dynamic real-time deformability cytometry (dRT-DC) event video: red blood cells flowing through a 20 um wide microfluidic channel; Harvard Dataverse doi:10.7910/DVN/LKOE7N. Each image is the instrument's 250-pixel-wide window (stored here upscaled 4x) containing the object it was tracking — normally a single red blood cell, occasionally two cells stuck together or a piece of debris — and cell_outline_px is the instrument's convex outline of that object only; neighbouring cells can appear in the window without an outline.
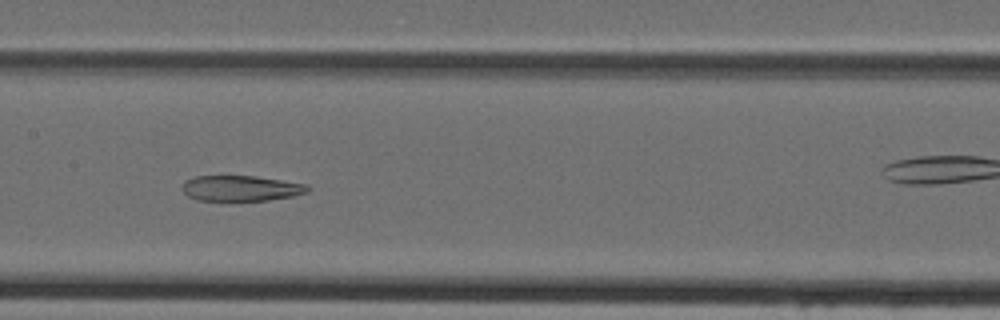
{"species": "Egyptian fruit bat (a non-hibernating species)", "species_latin": "Rousettus aegyptiacus", "temperature_condition": "cold", "stored_images_in_passage": 48, "camera_frame_rate_fps": 3000, "um_per_image_px": 0.085, "animal": {"sex": "female"}, "frame": {"image": 1, "passage_image": 24, "time_ms": 7.667, "image_size_px": [1000, 320], "cell_outline_px": [[308, 192], [292, 196], [268, 200], [196, 200], [188, 196], [180, 188], [184, 180], [196, 176], [256, 176], [304, 184], [308, 188]], "centroid_in_image_um": [20.4, 16.0], "position_along_channel_um": 187.0, "area_um2": 18.5}}
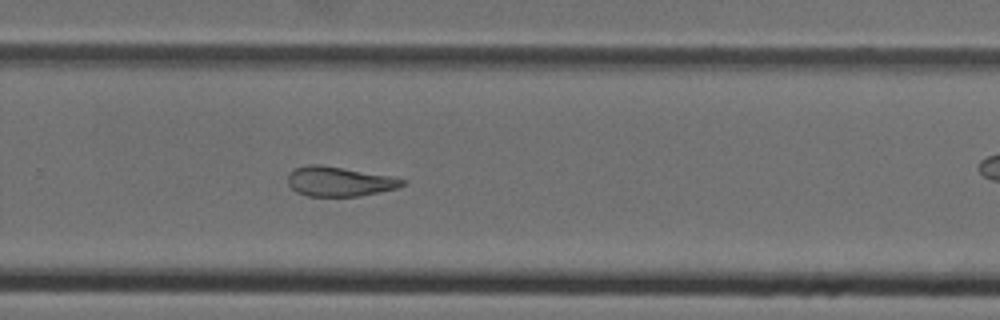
{"frame": {"image": 2, "passage_image": 32, "time_ms": 10.333, "image_size_px": [1000, 320], "cell_outline_px": [[408, 180], [404, 184], [396, 188], [360, 196], [308, 196], [296, 192], [288, 184], [288, 172], [292, 168], [308, 164], [320, 164], [392, 176]], "centroid_in_image_um": [28.8, 15.41], "position_along_channel_um": 301.0, "area_um2": 19.94}}
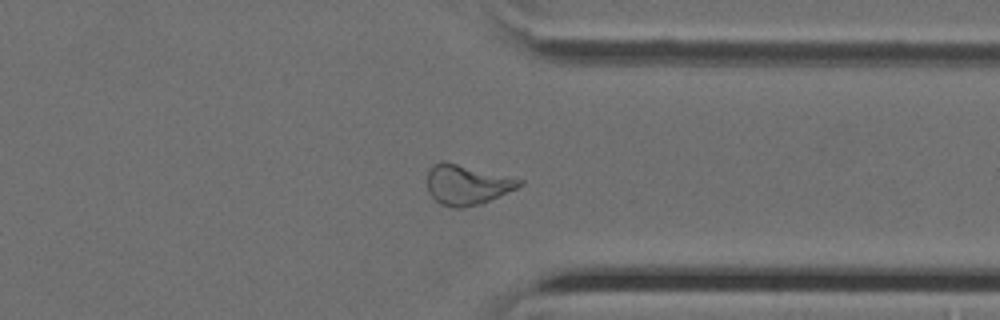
{"frame": {"image": 3, "passage_image": 37, "time_ms": 12.0, "image_size_px": [1000, 320], "cell_outline_px": [[524, 184], [516, 188], [480, 204], [464, 208], [452, 208], [440, 204], [428, 192], [428, 172], [432, 164], [440, 160], [444, 160], [524, 180]], "centroid_in_image_um": [39.66, 15.69], "position_along_channel_um": 371.7, "area_um2": 21.5}}